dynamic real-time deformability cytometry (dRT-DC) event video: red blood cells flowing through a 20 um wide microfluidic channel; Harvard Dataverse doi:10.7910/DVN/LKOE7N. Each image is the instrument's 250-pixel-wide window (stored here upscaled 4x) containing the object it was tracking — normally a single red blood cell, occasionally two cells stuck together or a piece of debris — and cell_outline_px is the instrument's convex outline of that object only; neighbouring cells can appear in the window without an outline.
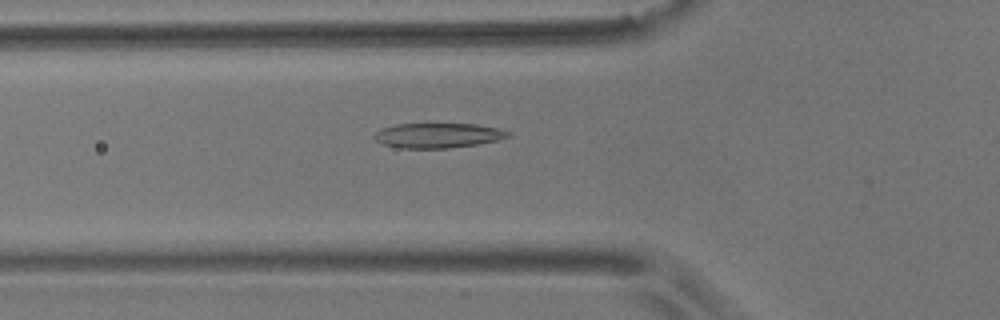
{"species": "common noctule bat (a hibernating species)", "species_latin": "Nyctalus noctula", "temperature_condition": "room temperature", "stored_images_in_passage": 14, "camera_frame_rate_fps": 3000, "um_per_image_px": 0.085, "animal": {"sex": "male", "body_mass_g": 17.9}, "frame": {"image": 1, "passage_image": 10, "time_ms": 3.0, "image_size_px": [1000, 320], "cell_outline_px": [[512, 136], [496, 140], [476, 144], [448, 148], [400, 148], [384, 144], [376, 140], [372, 136], [380, 128], [396, 124], [476, 124], [496, 128], [512, 132]], "centroid_in_image_um": [37.21, 11.51], "position_along_channel_um": 88.6, "area_um2": 19.31}}
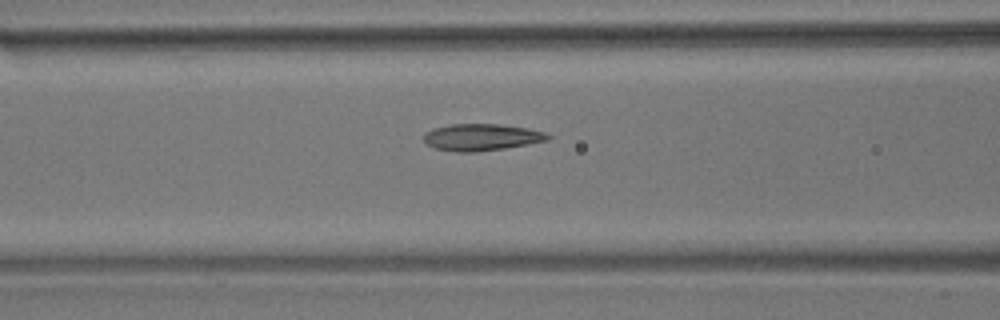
{"frame": {"image": 2, "passage_image": 13, "time_ms": 4.0, "image_size_px": [1000, 320], "cell_outline_px": [[552, 136], [548, 140], [528, 144], [504, 148], [476, 152], [456, 152], [436, 148], [424, 144], [424, 132], [432, 128], [452, 124], [500, 124], [528, 128], [544, 132]], "centroid_in_image_um": [40.9, 11.66], "position_along_channel_um": 125.7, "area_um2": 19.48}}